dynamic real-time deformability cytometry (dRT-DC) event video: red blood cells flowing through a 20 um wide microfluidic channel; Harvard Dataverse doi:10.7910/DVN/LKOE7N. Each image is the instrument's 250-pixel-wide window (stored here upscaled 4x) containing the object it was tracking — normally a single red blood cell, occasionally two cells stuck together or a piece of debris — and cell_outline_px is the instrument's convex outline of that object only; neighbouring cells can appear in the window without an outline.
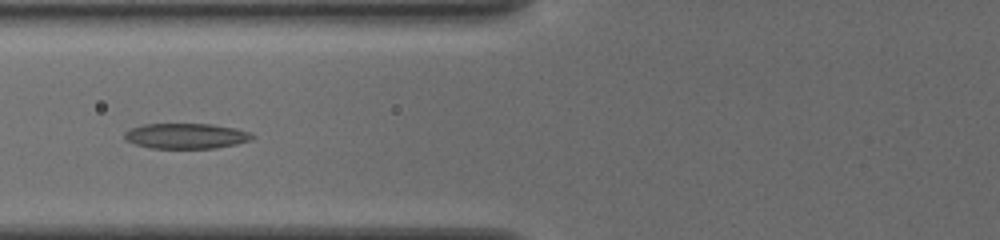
{"species": "common noctule bat (a hibernating species)", "species_latin": "Nyctalus noctula", "temperature_condition": "cold", "stored_images_in_passage": 42, "camera_frame_rate_fps": 3000, "um_per_image_px": 0.085, "animal": {"sex": "female", "body_mass_g": 19.5, "forearm_length_mm": 54.1}, "frame": {"image": 1, "passage_image": 11, "time_ms": 3.333, "image_size_px": [1000, 240], "cell_outline_px": [[256, 136], [252, 140], [236, 144], [216, 148], [148, 148], [124, 140], [124, 132], [132, 128], [144, 124], [212, 124], [236, 128], [252, 132]], "centroid_in_image_um": [15.85, 11.56], "position_along_channel_um": 109.9, "area_um2": 19.07}}
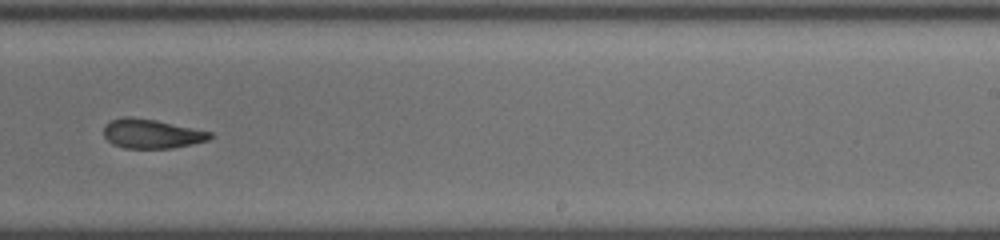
{"frame": {"image": 2, "passage_image": 24, "time_ms": 7.667, "image_size_px": [1000, 240], "cell_outline_px": [[212, 136], [208, 140], [192, 144], [172, 148], [124, 148], [112, 144], [104, 136], [104, 128], [112, 120], [124, 116], [128, 116], [156, 120], [212, 132]], "centroid_in_image_um": [12.89, 11.37], "position_along_channel_um": 276.1, "area_um2": 17.98}}
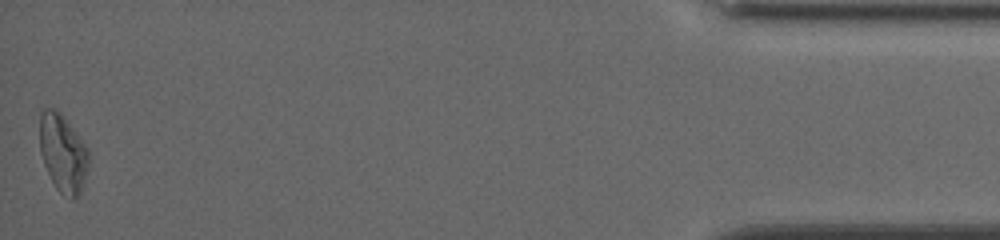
{"frame": {"image": 3, "passage_image": 42, "time_ms": 13.667, "image_size_px": [1000, 240], "cell_outline_px": [[88, 168], [80, 196], [72, 200], [60, 192], [56, 188], [44, 164], [40, 152], [40, 112], [44, 108], [56, 108], [60, 112], [88, 148]], "centroid_in_image_um": [5.35, 13.02], "position_along_channel_um": 429.8, "area_um2": 22.25}, "authors_computed_cell_mechanics": {"area_um2": 18.8717, "velocity_mm_per_s": 3.8287, "shape_relaxation_time_tau1_ms": 5.6261, "shape_relaxation_time_tau2_ms": 3.6651, "deformation_change_tau1": 0.1582, "deformation_change_tau2": 0.1254}}